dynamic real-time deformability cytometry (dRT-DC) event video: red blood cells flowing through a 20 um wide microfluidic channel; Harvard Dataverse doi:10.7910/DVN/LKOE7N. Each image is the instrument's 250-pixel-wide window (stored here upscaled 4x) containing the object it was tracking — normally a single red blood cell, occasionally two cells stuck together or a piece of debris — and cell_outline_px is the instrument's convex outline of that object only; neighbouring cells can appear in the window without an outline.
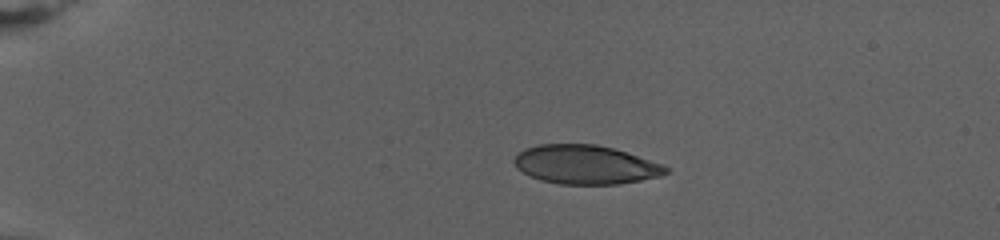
{"species": "human", "species_latin": "Homo sapiens", "temperature_condition": "warm", "stored_images_in_passage": 62, "camera_frame_rate_fps": 3000, "um_per_image_px": 0.085, "donor": {"sex": "female"}, "frame": {"image": 1, "passage_image": 1, "time_ms": 0.0, "image_size_px": [1000, 240], "cell_outline_px": [[668, 172], [660, 176], [640, 180], [616, 184], [560, 184], [540, 180], [516, 168], [512, 160], [524, 148], [540, 144], [596, 144], [612, 148], [664, 164], [668, 168]], "centroid_in_image_um": [49.75, 13.99], "position_along_channel_um": 35.2, "area_um2": 34.22}}
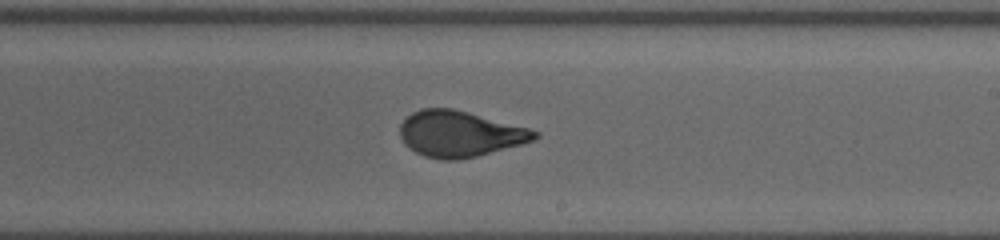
{"frame": {"image": 2, "passage_image": 33, "time_ms": 10.667, "image_size_px": [1000, 240], "cell_outline_px": [[540, 136], [536, 140], [476, 156], [460, 160], [440, 160], [424, 156], [408, 148], [404, 144], [400, 136], [400, 124], [412, 112], [420, 108], [452, 108], [468, 112], [528, 128], [540, 132]], "centroid_in_image_um": [39.06, 11.38], "position_along_channel_um": 249.9, "area_um2": 36.07}}
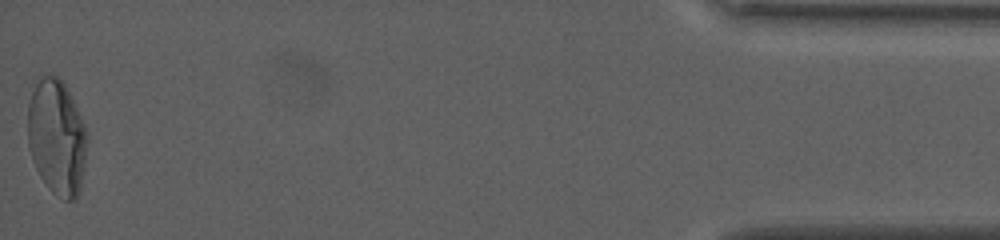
{"frame": {"image": 3, "passage_image": 62, "time_ms": 20.333, "image_size_px": [1000, 240], "cell_outline_px": [[88, 140], [80, 192], [76, 200], [64, 200], [56, 196], [48, 188], [40, 176], [32, 160], [28, 148], [28, 104], [32, 92], [36, 84], [44, 76], [60, 76], [80, 116]], "centroid_in_image_um": [4.82, 11.73], "position_along_channel_um": 430.4, "area_um2": 39.77}, "authors_computed_cell_mechanics": {"area_um2": 36.0961, "velocity_mm_per_s": 2.7048, "shape_relaxation_time_tau1_ms": 8.0887, "shape_relaxation_time_tau2_ms": null, "deformation_change_tau1": 0.2381, "deformation_change_tau2": null}}